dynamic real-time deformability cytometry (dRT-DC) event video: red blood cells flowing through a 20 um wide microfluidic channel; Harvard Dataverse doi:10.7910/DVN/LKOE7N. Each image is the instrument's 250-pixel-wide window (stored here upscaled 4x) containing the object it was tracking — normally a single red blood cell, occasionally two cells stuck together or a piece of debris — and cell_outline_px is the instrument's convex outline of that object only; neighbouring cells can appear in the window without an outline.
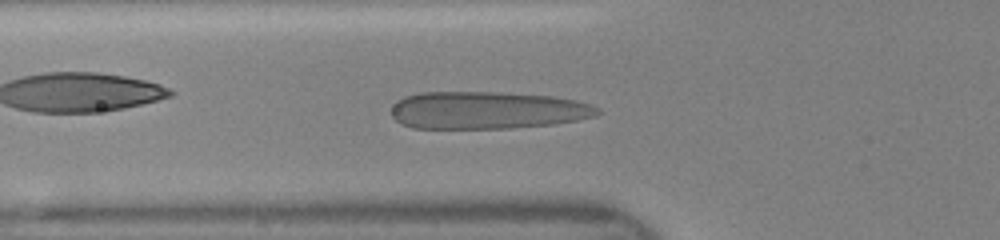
{"species": "human", "species_latin": "Homo sapiens", "temperature_condition": "room temperature", "stored_images_in_passage": 39, "camera_frame_rate_fps": 3000, "um_per_image_px": 0.085, "donor": {"sex": "female"}, "frame": {"image": 1, "passage_image": 13, "time_ms": 4.0, "image_size_px": [1000, 240], "cell_outline_px": [[600, 112], [596, 116], [576, 120], [552, 124], [508, 128], [412, 128], [396, 120], [392, 116], [392, 108], [396, 100], [404, 96], [420, 92], [500, 92], [552, 96], [576, 100], [600, 108]], "centroid_in_image_um": [41.4, 9.36], "position_along_channel_um": 84.4, "area_um2": 45.03}}
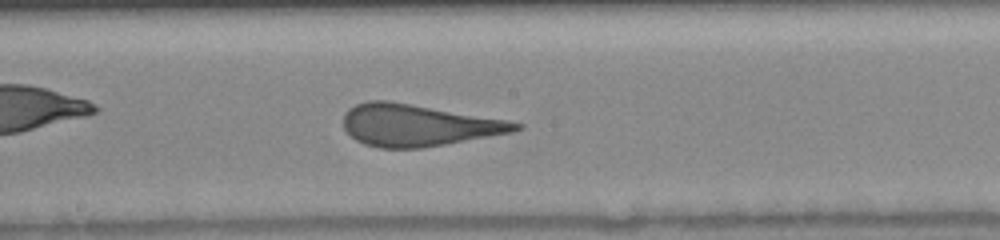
{"frame": {"image": 2, "passage_image": 22, "time_ms": 7.0, "image_size_px": [1000, 240], "cell_outline_px": [[524, 128], [512, 132], [444, 144], [420, 148], [380, 148], [364, 144], [356, 140], [344, 128], [344, 112], [348, 108], [356, 104], [368, 100], [388, 100], [508, 120], [524, 124]], "centroid_in_image_um": [35.52, 10.63], "position_along_channel_um": 212.7, "area_um2": 41.79}}
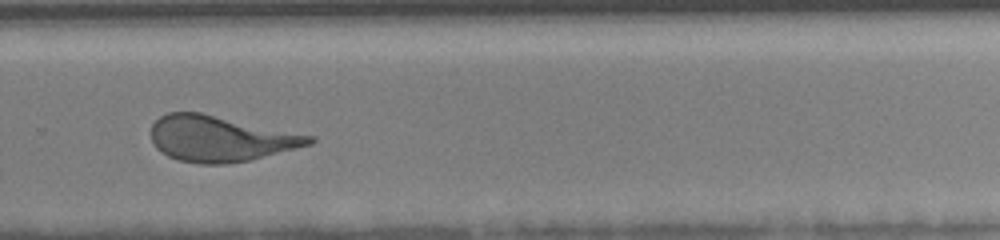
{"frame": {"image": 3, "passage_image": 29, "time_ms": 9.333, "image_size_px": [1000, 240], "cell_outline_px": [[316, 140], [312, 144], [252, 160], [224, 164], [200, 164], [180, 160], [168, 156], [160, 152], [152, 144], [152, 124], [160, 116], [168, 112], [200, 112], [312, 136]], "centroid_in_image_um": [18.69, 11.79], "position_along_channel_um": 311.1, "area_um2": 42.02}}